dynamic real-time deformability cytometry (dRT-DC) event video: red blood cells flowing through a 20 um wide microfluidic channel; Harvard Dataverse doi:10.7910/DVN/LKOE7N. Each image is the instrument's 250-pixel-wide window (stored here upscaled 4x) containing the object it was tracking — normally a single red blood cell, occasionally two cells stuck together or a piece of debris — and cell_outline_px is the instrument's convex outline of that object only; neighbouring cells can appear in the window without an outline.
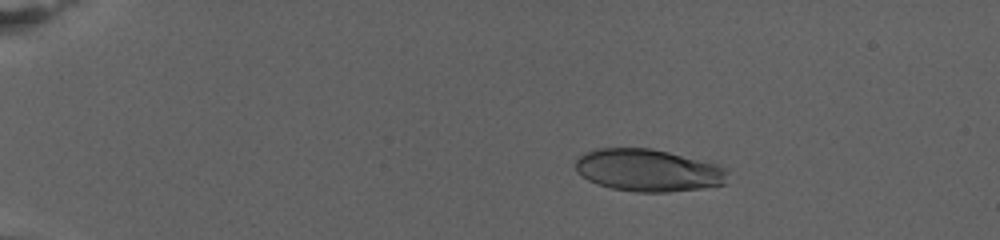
{"species": "human", "species_latin": "Homo sapiens", "temperature_condition": "warm", "stored_images_in_passage": 17, "camera_frame_rate_fps": 3000, "um_per_image_px": 0.085, "donor": {"sex": "female"}, "frame": {"image": 1, "passage_image": 6, "time_ms": 4.333, "image_size_px": [1000, 240], "cell_outline_px": [[728, 172], [724, 184], [700, 188], [668, 192], [636, 192], [612, 188], [596, 184], [588, 180], [576, 168], [576, 160], [584, 152], [596, 148], [652, 148], [716, 164], [728, 168]], "centroid_in_image_um": [55.09, 14.47], "position_along_channel_um": 29.9, "area_um2": 37.34}}
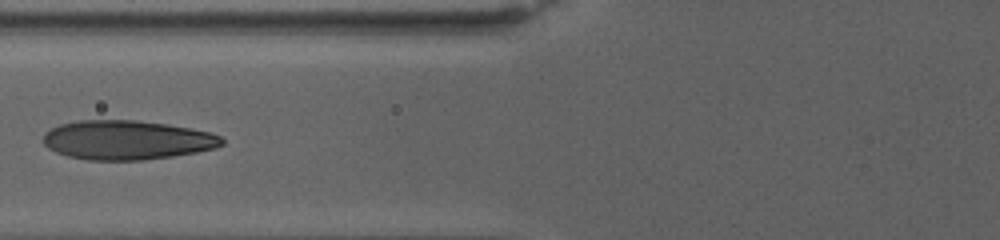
{"frame": {"image": 2, "passage_image": 12, "time_ms": 11.0, "image_size_px": [1000, 240], "cell_outline_px": [[224, 144], [216, 148], [196, 152], [172, 156], [140, 160], [88, 160], [68, 156], [56, 152], [48, 148], [40, 140], [44, 132], [60, 124], [76, 120], [136, 120], [168, 124], [192, 128], [208, 132], [220, 136], [224, 140]], "centroid_in_image_um": [10.76, 11.89], "position_along_channel_um": 115.0, "area_um2": 41.1}}
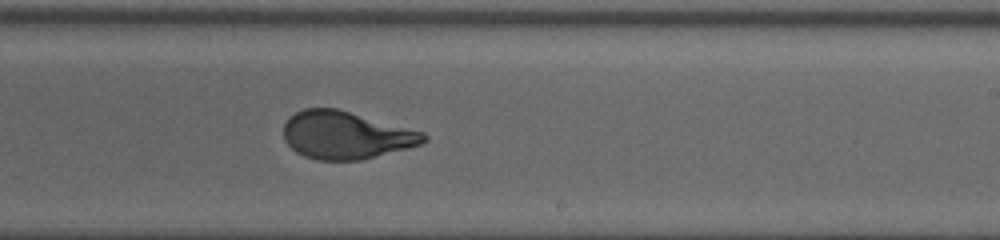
{"frame": {"image": 3, "passage_image": 17, "time_ms": 16.333, "image_size_px": [1000, 240], "cell_outline_px": [[428, 140], [420, 144], [408, 148], [360, 160], [316, 160], [304, 156], [296, 152], [284, 140], [284, 124], [288, 116], [304, 108], [336, 108], [424, 132], [428, 136]], "centroid_in_image_um": [29.38, 11.49], "position_along_channel_um": 259.6, "area_um2": 38.84}}